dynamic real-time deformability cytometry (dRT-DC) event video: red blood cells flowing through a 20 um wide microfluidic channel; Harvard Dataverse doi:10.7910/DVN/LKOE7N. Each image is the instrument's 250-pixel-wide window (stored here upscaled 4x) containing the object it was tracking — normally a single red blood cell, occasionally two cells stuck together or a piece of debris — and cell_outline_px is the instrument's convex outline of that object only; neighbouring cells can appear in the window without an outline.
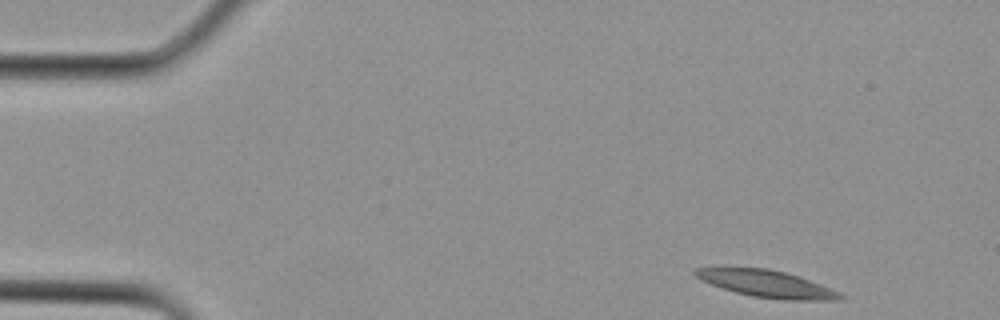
{"species": "Egyptian fruit bat (a non-hibernating species)", "species_latin": "Rousettus aegyptiacus", "temperature_condition": "cold", "stored_images_in_passage": 9, "camera_frame_rate_fps": 3000, "um_per_image_px": 0.085, "animal": {"sex": "female"}, "frame": {"image": 1, "passage_image": 1, "time_ms": 0.0, "image_size_px": [1000, 320], "cell_outline_px": [[844, 296], [840, 300], [784, 300], [752, 296], [736, 292], [700, 280], [692, 272], [696, 268], [768, 268], [784, 272], [820, 284], [840, 292]], "centroid_in_image_um": [65.18, 24.13], "position_along_channel_um": 19.8, "area_um2": 22.37}}
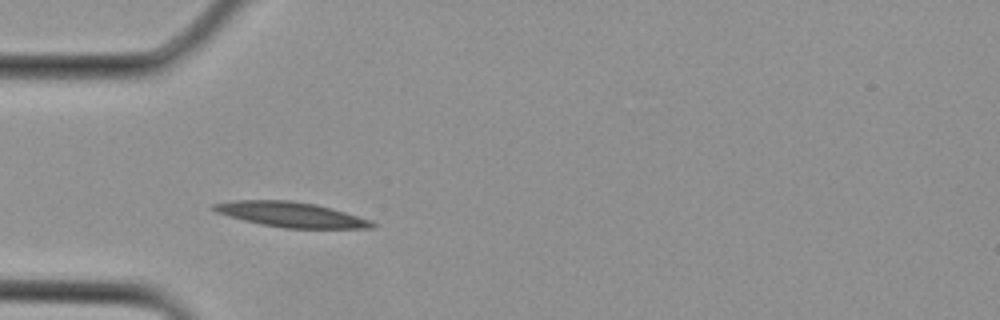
{"frame": {"image": 2, "passage_image": 7, "time_ms": 2.0, "image_size_px": [1000, 320], "cell_outline_px": [[376, 228], [284, 228], [260, 224], [244, 220], [216, 212], [212, 208], [212, 204], [232, 200], [288, 200], [316, 204], [332, 208], [372, 220], [376, 224]], "centroid_in_image_um": [24.76, 18.23], "position_along_channel_um": 60.2, "area_um2": 23.12}}
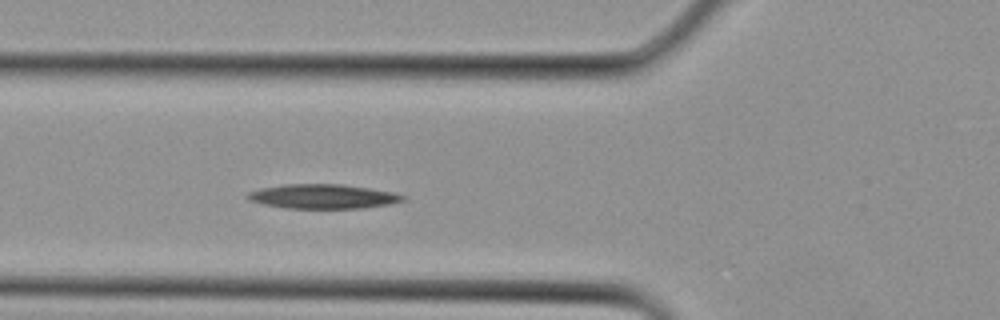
{"frame": {"image": 3, "passage_image": 9, "time_ms": 2.667, "image_size_px": [1000, 320], "cell_outline_px": [[408, 196], [404, 200], [388, 204], [360, 208], [284, 208], [264, 204], [248, 200], [244, 196], [248, 192], [260, 188], [284, 184], [340, 184], [396, 192]], "centroid_in_image_um": [27.43, 16.69], "position_along_channel_um": 98.4, "area_um2": 22.14}}